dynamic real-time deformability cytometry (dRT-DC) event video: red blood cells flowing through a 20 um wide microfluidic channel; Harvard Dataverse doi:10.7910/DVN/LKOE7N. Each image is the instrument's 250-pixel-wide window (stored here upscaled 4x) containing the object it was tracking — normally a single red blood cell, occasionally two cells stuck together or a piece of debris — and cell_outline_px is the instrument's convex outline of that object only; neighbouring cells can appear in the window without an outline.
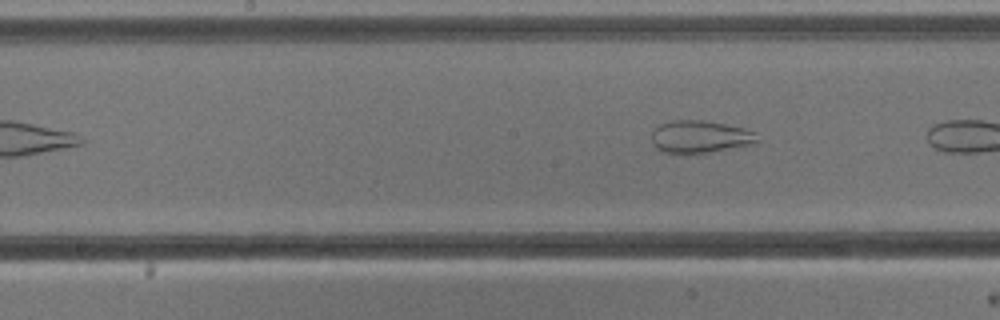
{"species": "common noctule bat (a hibernating species)", "species_latin": "Nyctalus noctula", "temperature_condition": "cold", "stored_images_in_passage": 6, "camera_frame_rate_fps": 3000, "um_per_image_px": 0.085, "animal": {"sex": "male", "body_mass_g": 13.3}, "frame": {"image": 1, "passage_image": 6, "time_ms": 6.0, "image_size_px": [1000, 320], "cell_outline_px": [[760, 140], [756, 144], [708, 152], [660, 152], [652, 144], [652, 132], [660, 124], [672, 120], [704, 120], [744, 128], [756, 132]], "centroid_in_image_um": [59.54, 11.61], "position_along_channel_um": 188.7, "area_um2": 19.94}}